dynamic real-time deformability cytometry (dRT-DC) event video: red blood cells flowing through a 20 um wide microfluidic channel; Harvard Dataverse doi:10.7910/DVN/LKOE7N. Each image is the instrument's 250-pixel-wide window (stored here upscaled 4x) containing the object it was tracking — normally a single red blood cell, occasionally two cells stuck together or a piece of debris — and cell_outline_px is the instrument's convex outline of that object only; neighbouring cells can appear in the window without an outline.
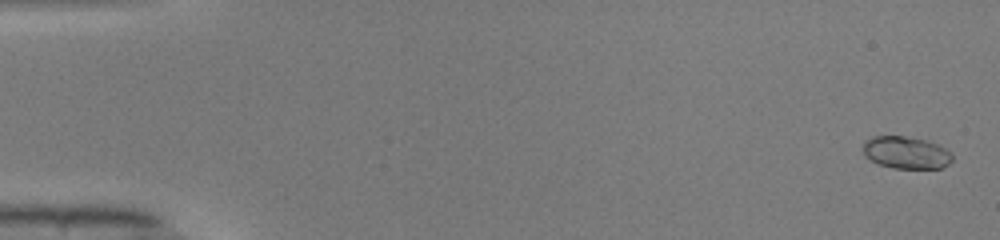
{"species": "common noctule bat (a hibernating species)", "species_latin": "Nyctalus noctula", "temperature_condition": "warm", "stored_images_in_passage": 51, "camera_frame_rate_fps": 3000, "um_per_image_px": 0.085, "animal": {"sex": "male", "body_mass_g": 19.0, "forearm_length_mm": 50.8}, "frame": {"image": 1, "passage_image": 2, "time_ms": 0.333, "image_size_px": [1000, 240], "cell_outline_px": [[952, 160], [948, 164], [940, 168], [892, 168], [880, 164], [864, 156], [864, 140], [872, 136], [904, 136], [928, 140], [952, 152]], "centroid_in_image_um": [77.02, 12.96], "position_along_channel_um": 8.0, "area_um2": 16.76}}
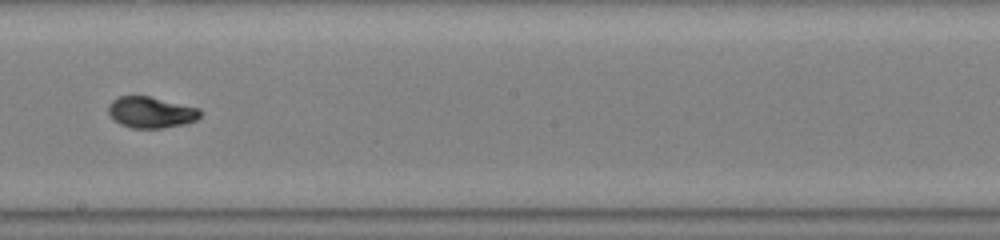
{"frame": {"image": 2, "passage_image": 30, "time_ms": 9.667, "image_size_px": [1000, 240], "cell_outline_px": [[200, 116], [196, 120], [184, 124], [160, 128], [132, 128], [120, 124], [112, 120], [108, 112], [108, 104], [112, 100], [120, 96], [148, 96], [200, 108]], "centroid_in_image_um": [12.79, 9.55], "position_along_channel_um": 235.4, "area_um2": 16.7}}
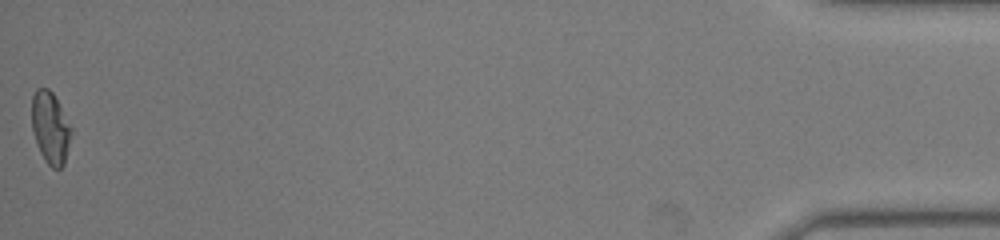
{"frame": {"image": 3, "passage_image": 51, "time_ms": 16.667, "image_size_px": [1000, 240], "cell_outline_px": [[72, 132], [64, 164], [60, 168], [52, 168], [48, 164], [40, 152], [36, 144], [32, 128], [32, 96], [36, 88], [48, 88], [52, 92], [72, 124]], "centroid_in_image_um": [4.3, 10.84], "position_along_channel_um": 430.9, "area_um2": 16.7}, "authors_computed_cell_mechanics": {"area_um2": 16.7042, "velocity_mm_per_s": 4.0999, "shape_relaxation_time_tau1_ms": 8.2674, "shape_relaxation_time_tau2_ms": null, "deformation_change_tau1": 0.2582, "deformation_change_tau2": null}}